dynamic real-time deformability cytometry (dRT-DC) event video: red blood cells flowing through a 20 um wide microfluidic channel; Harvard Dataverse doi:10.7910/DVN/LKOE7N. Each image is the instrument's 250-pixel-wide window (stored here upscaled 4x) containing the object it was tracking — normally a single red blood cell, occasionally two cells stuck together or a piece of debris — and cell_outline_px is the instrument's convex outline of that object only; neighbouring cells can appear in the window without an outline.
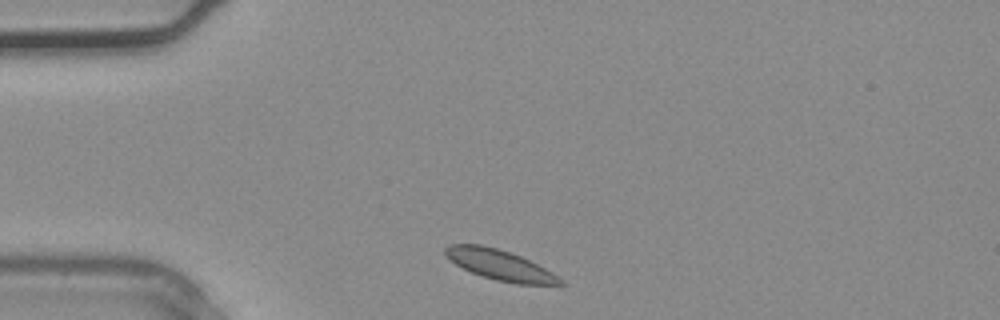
{"species": "common noctule bat (a hibernating species)", "species_latin": "Nyctalus noctula", "temperature_condition": "warm", "stored_images_in_passage": 1, "camera_frame_rate_fps": 3000, "um_per_image_px": 0.085, "animal": {"sex": "male", "body_mass_g": 20.4}, "frame": {"image": 1, "passage_image": 1, "time_ms": 0.0, "image_size_px": [1000, 320], "cell_outline_px": [[568, 284], [516, 284], [496, 280], [472, 272], [456, 264], [444, 252], [444, 248], [448, 244], [484, 244], [520, 256], [552, 272], [564, 280]], "centroid_in_image_um": [42.5, 22.51], "position_along_channel_um": 42.5, "area_um2": 19.94}}